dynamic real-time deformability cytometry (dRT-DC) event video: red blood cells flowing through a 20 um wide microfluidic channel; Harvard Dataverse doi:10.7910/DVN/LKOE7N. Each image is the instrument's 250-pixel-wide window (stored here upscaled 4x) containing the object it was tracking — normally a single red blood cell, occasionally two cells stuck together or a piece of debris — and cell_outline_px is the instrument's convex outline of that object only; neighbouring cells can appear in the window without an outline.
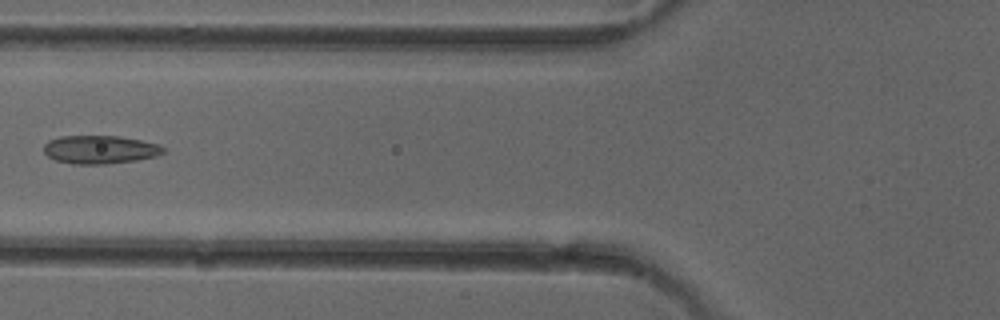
{"species": "common noctule bat (a hibernating species)", "species_latin": "Nyctalus noctula", "temperature_condition": "cold", "stored_images_in_passage": 5, "camera_frame_rate_fps": 3000, "um_per_image_px": 0.085, "animal": {"sex": "female"}, "frame": {"image": 1, "passage_image": 4, "time_ms": 6.0, "image_size_px": [1000, 320], "cell_outline_px": [[164, 152], [156, 156], [136, 160], [108, 164], [72, 164], [56, 160], [48, 156], [44, 152], [44, 144], [48, 140], [60, 136], [120, 136], [160, 144], [164, 148]], "centroid_in_image_um": [8.49, 12.71], "position_along_channel_um": 117.3, "area_um2": 19.77}}
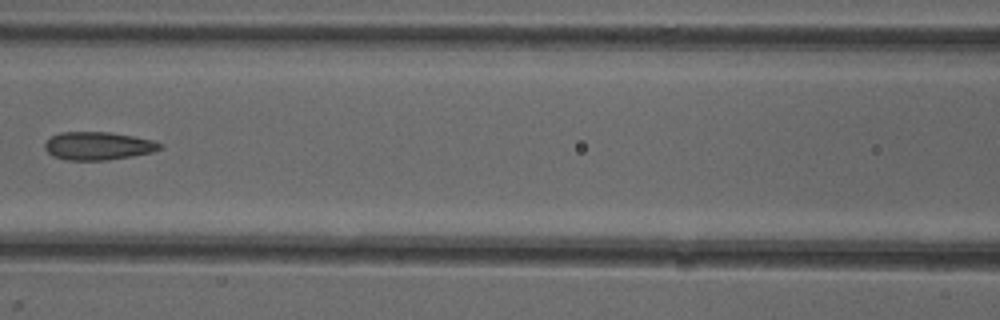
{"frame": {"image": 2, "passage_image": 5, "time_ms": 7.0, "image_size_px": [1000, 320], "cell_outline_px": [[164, 144], [160, 148], [152, 152], [132, 156], [108, 160], [68, 160], [52, 156], [44, 148], [44, 144], [52, 136], [60, 132], [112, 132], [152, 140]], "centroid_in_image_um": [8.33, 12.4], "position_along_channel_um": 158.3, "area_um2": 18.79}}